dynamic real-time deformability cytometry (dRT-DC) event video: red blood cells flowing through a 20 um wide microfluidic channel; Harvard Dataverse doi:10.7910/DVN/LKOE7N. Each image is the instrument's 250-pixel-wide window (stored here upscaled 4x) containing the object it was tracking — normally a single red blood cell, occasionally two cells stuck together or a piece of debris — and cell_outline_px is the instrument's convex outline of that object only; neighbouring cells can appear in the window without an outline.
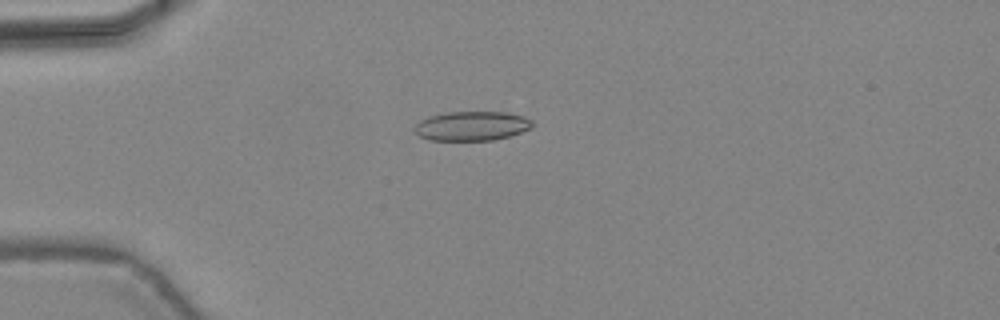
{"species": "common noctule bat (a hibernating species)", "species_latin": "Nyctalus noctula", "temperature_condition": "warm", "stored_images_in_passage": 36, "camera_frame_rate_fps": 3000, "um_per_image_px": 0.085, "animal": {"sex": "female", "body_mass_g": 24.6, "forearm_length_mm": 56.2}, "frame": {"image": 1, "passage_image": 2, "time_ms": 0.333, "image_size_px": [1000, 320], "cell_outline_px": [[536, 124], [532, 128], [508, 136], [492, 140], [428, 140], [420, 136], [412, 128], [420, 120], [428, 116], [444, 112], [508, 112], [524, 116], [532, 120]], "centroid_in_image_um": [40.11, 10.69], "position_along_channel_um": 44.9, "area_um2": 20.35}}
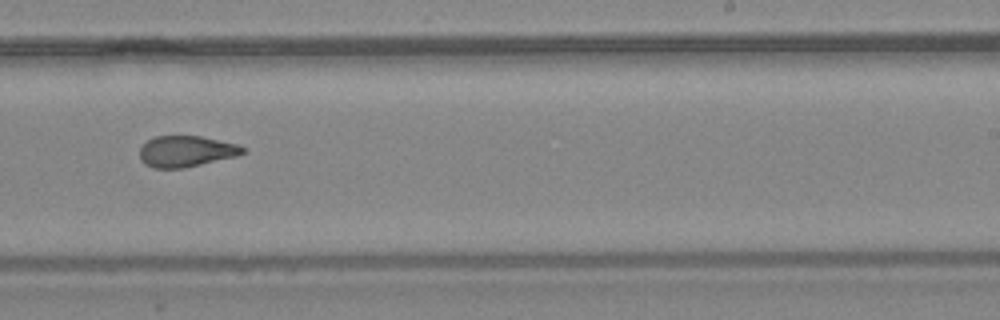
{"frame": {"image": 2, "passage_image": 19, "time_ms": 6.0, "image_size_px": [1000, 320], "cell_outline_px": [[244, 152], [236, 156], [184, 168], [152, 168], [144, 164], [140, 160], [140, 148], [148, 140], [156, 136], [200, 136], [236, 144], [244, 148]], "centroid_in_image_um": [15.77, 12.87], "position_along_channel_um": 273.2, "area_um2": 18.5}}
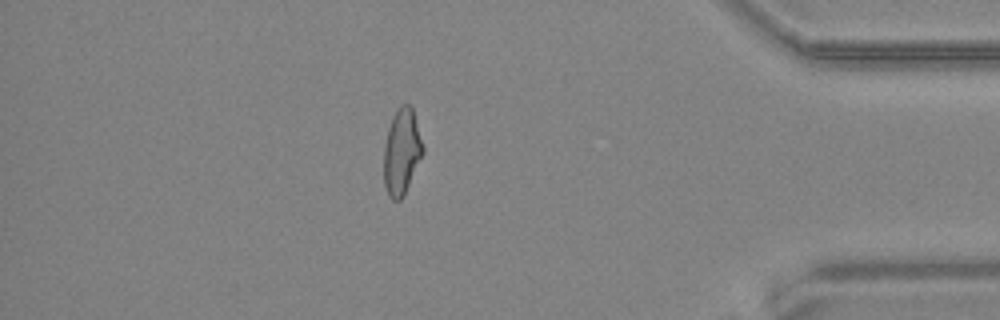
{"frame": {"image": 3, "passage_image": 30, "time_ms": 9.667, "image_size_px": [1000, 320], "cell_outline_px": [[424, 152], [404, 196], [400, 200], [392, 200], [388, 196], [384, 184], [384, 148], [388, 128], [392, 116], [400, 104], [408, 104], [412, 108], [424, 148]], "centroid_in_image_um": [34.14, 12.92], "position_along_channel_um": 401.1, "area_um2": 19.59}, "authors_computed_cell_mechanics": {"area_um2": 19.5075, "velocity_mm_per_s": 4.4715, "shape_relaxation_time_tau1_ms": 11.0673, "shape_relaxation_time_tau2_ms": 2.4803, "deformation_change_tau1": 0.2476, "deformation_change_tau2": 0.0949}}